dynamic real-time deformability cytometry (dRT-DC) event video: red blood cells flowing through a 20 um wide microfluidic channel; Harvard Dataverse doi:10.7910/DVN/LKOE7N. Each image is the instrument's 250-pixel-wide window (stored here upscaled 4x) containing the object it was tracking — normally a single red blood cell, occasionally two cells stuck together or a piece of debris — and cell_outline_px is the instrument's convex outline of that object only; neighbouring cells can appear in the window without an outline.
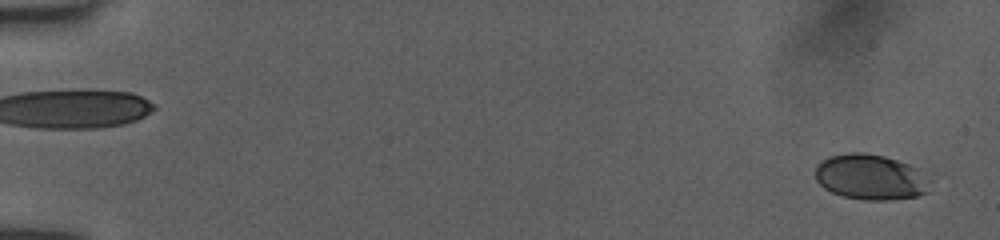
{"species": "human", "species_latin": "Homo sapiens", "temperature_condition": "room temperature", "stored_images_in_passage": 51, "camera_frame_rate_fps": 3000, "um_per_image_px": 0.085, "donor": {"sex": "female"}, "frame": {"image": 1, "passage_image": 1, "time_ms": 0.0, "image_size_px": [1000, 240], "cell_outline_px": [[932, 180], [928, 192], [916, 196], [888, 200], [864, 200], [844, 196], [832, 192], [824, 188], [816, 180], [816, 164], [828, 156], [848, 152], [864, 152], [884, 156], [908, 164], [916, 168]], "centroid_in_image_um": [74.0, 15.04], "position_along_channel_um": 11.0, "area_um2": 30.58}}
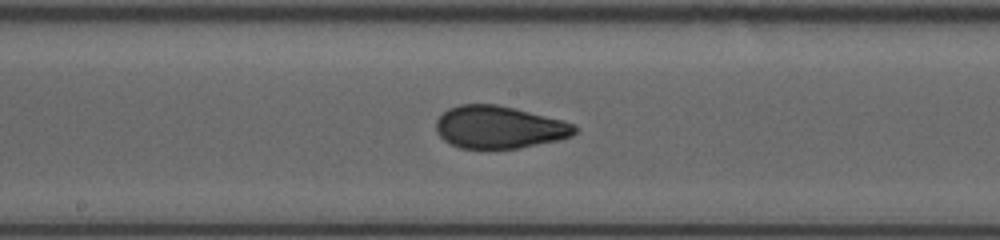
{"frame": {"image": 2, "passage_image": 28, "time_ms": 9.0, "image_size_px": [1000, 240], "cell_outline_px": [[580, 128], [572, 136], [560, 140], [520, 148], [460, 148], [448, 144], [436, 132], [436, 120], [448, 108], [460, 104], [496, 104], [516, 108], [564, 120], [576, 124]], "centroid_in_image_um": [42.47, 10.81], "position_along_channel_um": 205.7, "area_um2": 34.8}}
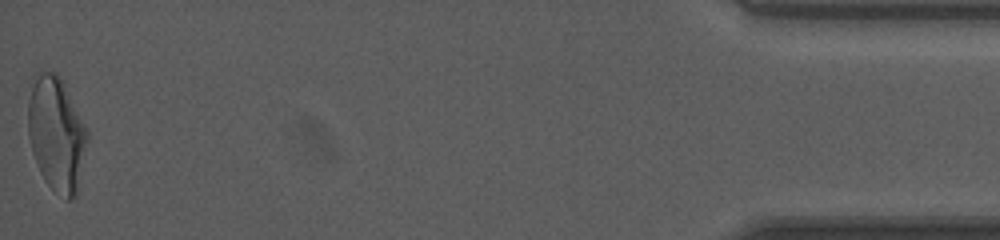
{"frame": {"image": 3, "passage_image": 51, "time_ms": 16.667, "image_size_px": [1000, 240], "cell_outline_px": [[88, 140], [76, 196], [68, 200], [52, 188], [44, 180], [40, 172], [32, 152], [28, 136], [28, 100], [32, 72], [56, 72], [60, 76], [88, 132]], "centroid_in_image_um": [4.77, 11.34], "position_along_channel_um": 430.4, "area_um2": 39.54}, "authors_computed_cell_mechanics": {"area_um2": 34.3332, "velocity_mm_per_s": 4.0451, "shape_relaxation_time_tau1_ms": 7.8792, "shape_relaxation_time_tau2_ms": 0.8485, "deformation_change_tau1": 0.231, "deformation_change_tau2": 0.062}}